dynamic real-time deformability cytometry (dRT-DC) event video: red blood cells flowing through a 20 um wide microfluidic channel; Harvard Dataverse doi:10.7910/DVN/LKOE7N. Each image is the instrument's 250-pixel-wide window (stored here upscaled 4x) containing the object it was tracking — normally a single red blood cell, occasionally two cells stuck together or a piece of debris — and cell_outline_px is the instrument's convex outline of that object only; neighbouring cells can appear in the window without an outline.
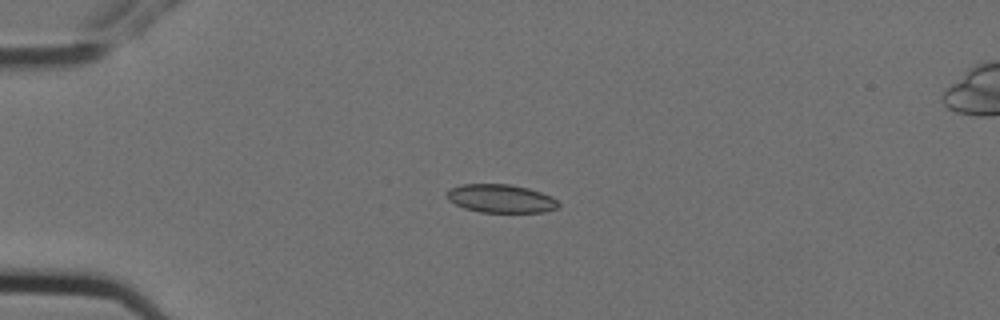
{"species": "Egyptian fruit bat (a non-hibernating species)", "species_latin": "Rousettus aegyptiacus", "temperature_condition": "cold", "stored_images_in_passage": 4, "camera_frame_rate_fps": 3000, "um_per_image_px": 0.085, "animal": {"sex": "female"}, "frame": {"image": 1, "passage_image": 2, "time_ms": 0.333, "image_size_px": [1000, 320], "cell_outline_px": [[560, 204], [556, 208], [544, 212], [480, 212], [464, 208], [448, 200], [448, 192], [452, 188], [460, 184], [508, 184], [528, 188], [552, 196]], "centroid_in_image_um": [42.58, 16.88], "position_along_channel_um": 42.4, "area_um2": 18.26}}
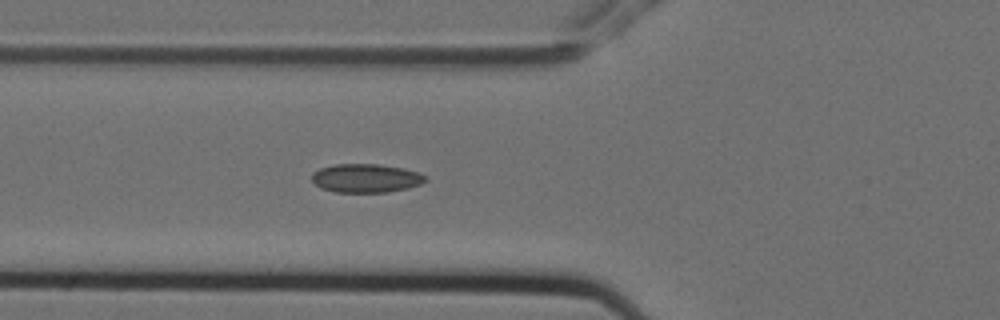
{"frame": {"image": 2, "passage_image": 4, "time_ms": 1.0, "image_size_px": [1000, 320], "cell_outline_px": [[428, 180], [420, 184], [408, 188], [388, 192], [336, 192], [320, 188], [312, 180], [312, 172], [320, 168], [332, 164], [380, 164], [404, 168], [420, 172]], "centroid_in_image_um": [31.1, 15.14], "position_along_channel_um": 94.7, "area_um2": 19.13}}